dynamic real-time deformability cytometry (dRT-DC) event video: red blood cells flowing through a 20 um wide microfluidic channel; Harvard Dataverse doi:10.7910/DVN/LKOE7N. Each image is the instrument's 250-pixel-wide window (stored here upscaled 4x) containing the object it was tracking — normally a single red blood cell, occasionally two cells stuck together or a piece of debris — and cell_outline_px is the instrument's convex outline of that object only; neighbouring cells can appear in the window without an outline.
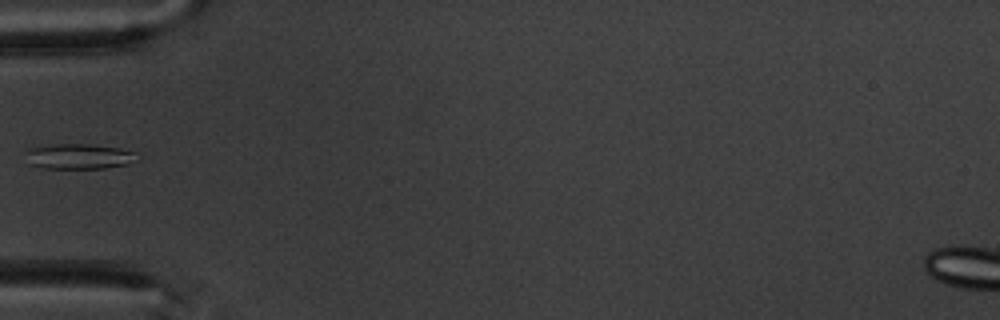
{"species": "common noctule bat (a hibernating species)", "species_latin": "Nyctalus noctula", "temperature_condition": "warm", "stored_images_in_passage": 4, "camera_frame_rate_fps": 3000, "um_per_image_px": 0.085, "animal": {"sex": "male", "body_mass_g": 20.1, "forearm_length_mm": 53.5}, "frame": {"image": 1, "passage_image": 4, "time_ms": 4.333, "image_size_px": [1000, 320], "cell_outline_px": [[140, 160], [128, 164], [104, 168], [44, 168], [32, 164], [24, 152], [32, 148], [56, 144], [92, 144], [120, 148], [136, 152]], "centroid_in_image_um": [6.81, 13.29], "position_along_channel_um": 78.2, "area_um2": 16.36}}